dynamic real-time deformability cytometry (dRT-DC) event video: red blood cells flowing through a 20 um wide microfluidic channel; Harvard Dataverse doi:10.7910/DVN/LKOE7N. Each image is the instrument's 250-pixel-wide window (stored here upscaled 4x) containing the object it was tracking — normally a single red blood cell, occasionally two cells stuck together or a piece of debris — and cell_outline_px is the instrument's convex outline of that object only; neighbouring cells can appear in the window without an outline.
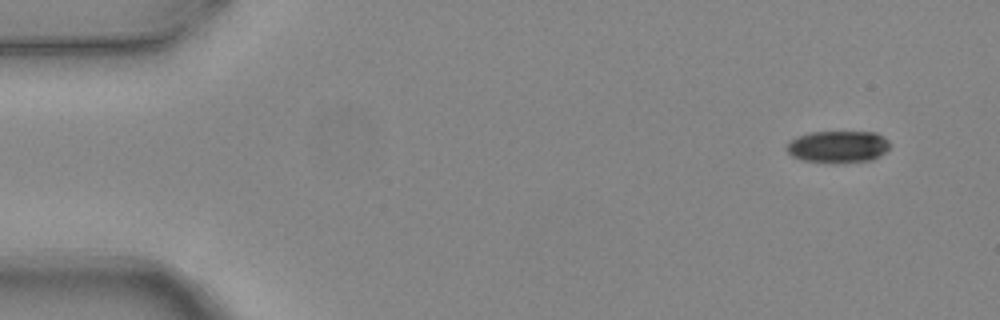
{"species": "common noctule bat (a hibernating species)", "species_latin": "Nyctalus noctula", "temperature_condition": "warm", "stored_images_in_passage": 5, "camera_frame_rate_fps": 3000, "um_per_image_px": 0.085, "animal": {"sex": "female", "body_mass_g": 24.6, "forearm_length_mm": 56.2}, "frame": {"image": 1, "passage_image": 1, "time_ms": 0.0, "image_size_px": [1000, 320], "cell_outline_px": [[892, 144], [884, 152], [872, 160], [804, 160], [792, 156], [784, 148], [796, 136], [808, 132], [876, 132], [884, 136]], "centroid_in_image_um": [71.24, 12.41], "position_along_channel_um": 13.8, "area_um2": 18.55}}
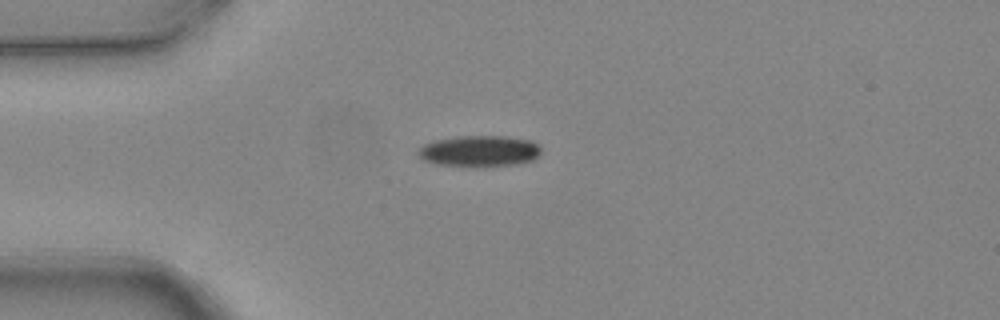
{"frame": {"image": 2, "passage_image": 4, "time_ms": 1.0, "image_size_px": [1000, 320], "cell_outline_px": [[540, 152], [532, 160], [516, 164], [436, 164], [424, 160], [416, 152], [424, 144], [436, 140], [460, 136], [508, 136], [532, 140], [540, 148]], "centroid_in_image_um": [40.76, 12.79], "position_along_channel_um": 44.2, "area_um2": 21.39}}
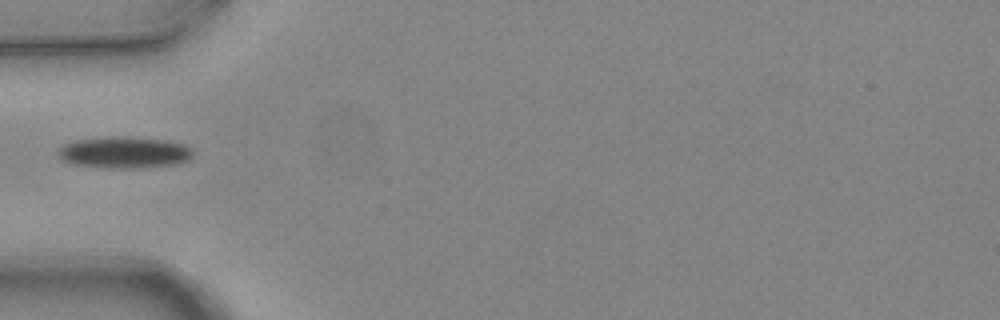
{"frame": {"image": 3, "passage_image": 5, "time_ms": 1.333, "image_size_px": [1000, 320], "cell_outline_px": [[192, 156], [188, 160], [180, 164], [140, 168], [108, 168], [72, 164], [60, 160], [56, 156], [56, 148], [64, 144], [76, 140], [112, 136], [128, 136], [164, 140], [184, 144], [192, 148]], "centroid_in_image_um": [10.52, 12.96], "position_along_channel_um": 74.5, "area_um2": 25.32}}